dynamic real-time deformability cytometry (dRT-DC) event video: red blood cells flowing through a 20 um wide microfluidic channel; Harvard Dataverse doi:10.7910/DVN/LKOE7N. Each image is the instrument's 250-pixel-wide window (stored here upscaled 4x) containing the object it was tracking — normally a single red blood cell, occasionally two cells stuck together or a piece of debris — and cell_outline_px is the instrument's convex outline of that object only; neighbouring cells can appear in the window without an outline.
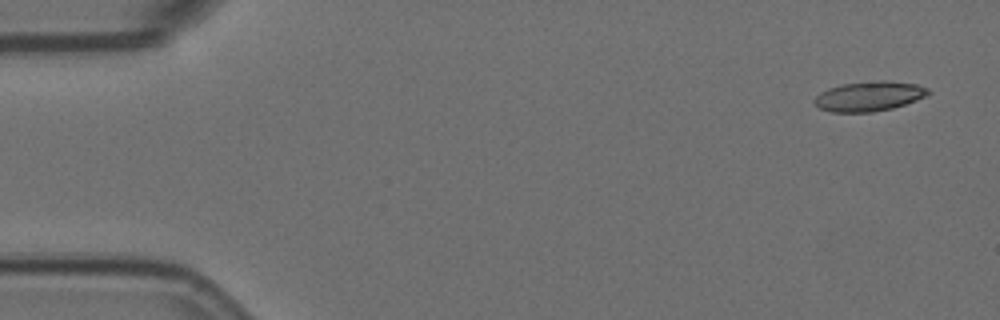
{"species": "Egyptian fruit bat (a non-hibernating species)", "species_latin": "Rousettus aegyptiacus", "temperature_condition": "room temperature", "stored_images_in_passage": 6, "camera_frame_rate_fps": 3000, "um_per_image_px": 0.085, "animal": {"sex": "female"}, "frame": {"image": 1, "passage_image": 1, "time_ms": 0.0, "image_size_px": [1000, 320], "cell_outline_px": [[932, 92], [928, 96], [892, 108], [872, 112], [832, 112], [820, 108], [812, 100], [820, 92], [828, 88], [840, 84], [876, 80], [884, 80], [916, 84], [928, 88]], "centroid_in_image_um": [73.88, 8.17], "position_along_channel_um": 11.1, "area_um2": 19.88}}
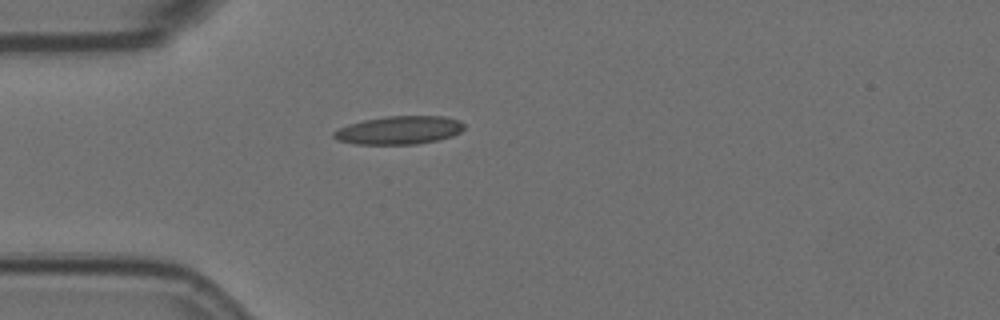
{"frame": {"image": 2, "passage_image": 4, "time_ms": 1.0, "image_size_px": [1000, 320], "cell_outline_px": [[464, 128], [460, 132], [452, 136], [440, 140], [416, 144], [356, 144], [336, 140], [332, 136], [332, 132], [348, 124], [364, 120], [388, 116], [444, 116], [460, 120], [464, 124]], "centroid_in_image_um": [33.93, 11.07], "position_along_channel_um": 51.1, "area_um2": 21.56}}
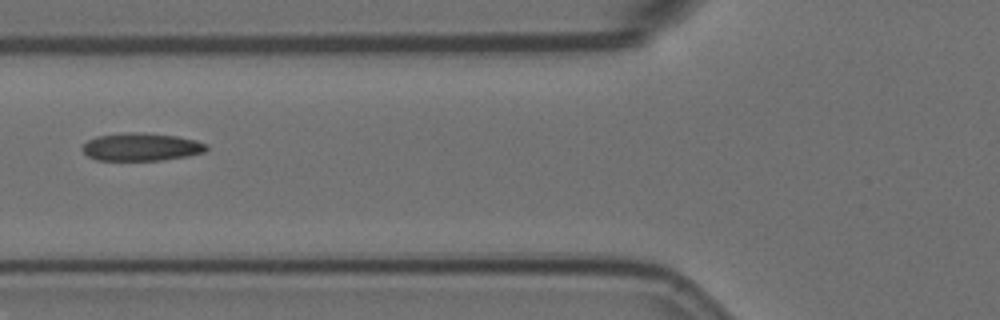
{"frame": {"image": 3, "passage_image": 6, "time_ms": 1.667, "image_size_px": [1000, 320], "cell_outline_px": [[208, 148], [204, 152], [188, 156], [164, 160], [96, 160], [88, 156], [80, 148], [88, 140], [96, 136], [124, 132], [140, 132], [176, 136], [196, 140], [208, 144]], "centroid_in_image_um": [12.01, 12.48], "position_along_channel_um": 113.8, "area_um2": 20.29}}